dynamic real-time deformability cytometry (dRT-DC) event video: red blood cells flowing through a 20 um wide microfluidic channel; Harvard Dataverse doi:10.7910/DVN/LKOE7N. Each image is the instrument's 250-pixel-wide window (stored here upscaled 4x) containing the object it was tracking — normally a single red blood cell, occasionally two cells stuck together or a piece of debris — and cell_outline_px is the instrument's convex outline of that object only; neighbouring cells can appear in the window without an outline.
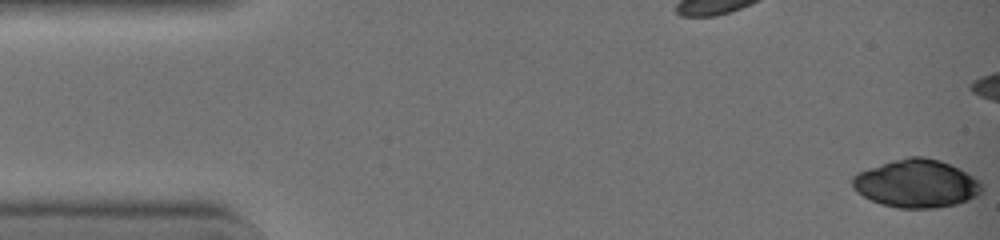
{"species": "common noctule bat (a hibernating species)", "species_latin": "Nyctalus noctula", "temperature_condition": "warm", "stored_images_in_passage": 36, "camera_frame_rate_fps": 3000, "um_per_image_px": 0.085, "animal": {"sex": "female", "body_mass_g": 19.0, "forearm_length_mm": 51.5}, "frame": {"image": 1, "passage_image": 1, "time_ms": 0.0, "image_size_px": [1000, 240], "cell_outline_px": [[984, 188], [980, 196], [956, 204], [936, 208], [900, 208], [880, 204], [856, 192], [852, 188], [852, 176], [868, 168], [892, 160], [908, 156], [924, 156], [940, 160], [960, 168], [976, 176], [984, 184]], "centroid_in_image_um": [77.96, 15.6], "position_along_channel_um": 7.0, "area_um2": 36.82}}